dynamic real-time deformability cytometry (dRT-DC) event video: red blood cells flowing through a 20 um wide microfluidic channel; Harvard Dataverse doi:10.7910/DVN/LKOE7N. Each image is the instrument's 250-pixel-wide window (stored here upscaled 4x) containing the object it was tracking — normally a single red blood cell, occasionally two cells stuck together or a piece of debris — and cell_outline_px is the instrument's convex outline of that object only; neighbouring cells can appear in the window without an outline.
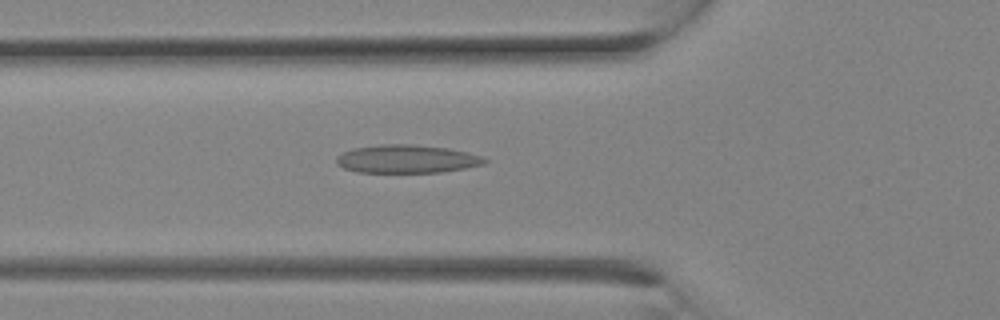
{"species": "Egyptian fruit bat (a non-hibernating species)", "species_latin": "Rousettus aegyptiacus", "temperature_condition": "room temperature", "stored_images_in_passage": 18, "camera_frame_rate_fps": 3000, "um_per_image_px": 0.085, "animal": {"sex": "female"}, "frame": {"image": 1, "passage_image": 8, "time_ms": 2.333, "image_size_px": [1000, 320], "cell_outline_px": [[488, 160], [484, 164], [464, 168], [440, 172], [356, 172], [344, 168], [336, 164], [336, 156], [352, 148], [384, 144], [412, 144], [448, 148], [468, 152], [484, 156]], "centroid_in_image_um": [34.58, 13.51], "position_along_channel_um": 91.2, "area_um2": 24.39}}
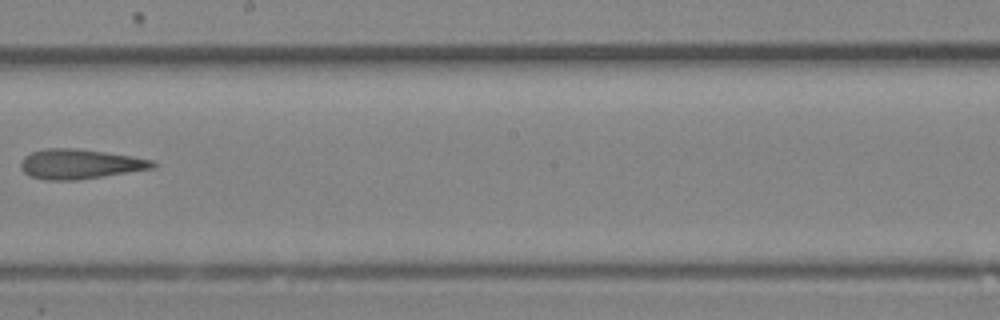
{"frame": {"image": 2, "passage_image": 14, "time_ms": 4.333, "image_size_px": [1000, 320], "cell_outline_px": [[156, 164], [152, 168], [104, 176], [76, 180], [44, 180], [28, 176], [20, 168], [20, 164], [24, 156], [32, 152], [44, 148], [80, 148], [132, 156], [152, 160]], "centroid_in_image_um": [6.73, 13.94], "position_along_channel_um": 241.5, "area_um2": 22.95}}
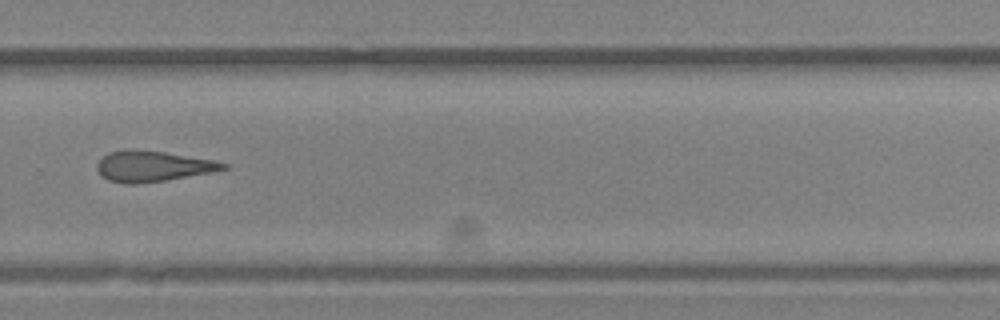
{"frame": {"image": 3, "passage_image": 17, "time_ms": 5.333, "image_size_px": [1000, 320], "cell_outline_px": [[228, 168], [212, 172], [164, 180], [136, 184], [124, 184], [108, 180], [100, 176], [96, 168], [96, 164], [108, 152], [128, 148], [164, 152], [212, 160], [228, 164]], "centroid_in_image_um": [12.92, 14.13], "position_along_channel_um": 316.9, "area_um2": 22.54}}